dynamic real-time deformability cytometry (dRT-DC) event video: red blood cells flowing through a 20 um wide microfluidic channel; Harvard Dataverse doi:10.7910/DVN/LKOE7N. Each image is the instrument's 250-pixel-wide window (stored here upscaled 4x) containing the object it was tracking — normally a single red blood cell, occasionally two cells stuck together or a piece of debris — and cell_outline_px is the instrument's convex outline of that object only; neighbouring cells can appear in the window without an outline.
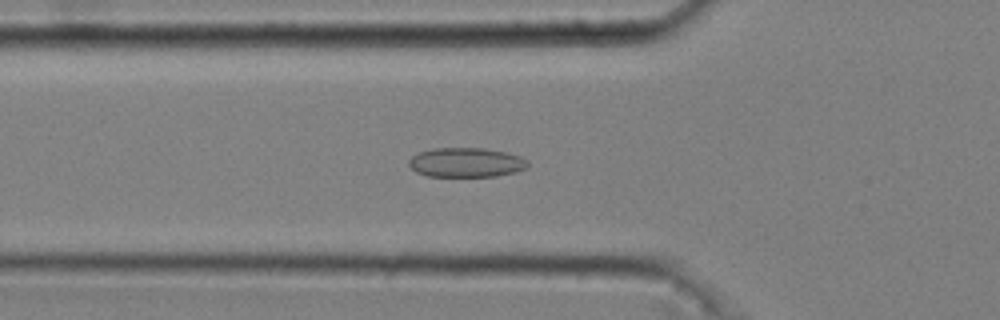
{"species": "common noctule bat (a hibernating species)", "species_latin": "Nyctalus noctula", "temperature_condition": "cold", "stored_images_in_passage": 34, "camera_frame_rate_fps": 3000, "um_per_image_px": 0.085, "animal": {"sex": "male", "body_mass_g": 20.4}, "frame": {"image": 1, "passage_image": 2, "time_ms": 0.333, "image_size_px": [1000, 320], "cell_outline_px": [[528, 168], [516, 172], [496, 176], [428, 176], [416, 172], [408, 164], [408, 160], [412, 156], [420, 152], [432, 148], [484, 148], [508, 152], [520, 156], [528, 160]], "centroid_in_image_um": [39.65, 13.8], "position_along_channel_um": 86.1, "area_um2": 20.58}}
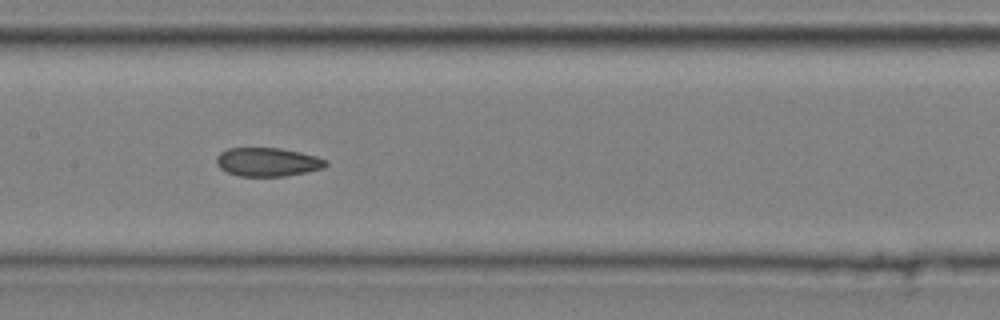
{"frame": {"image": 2, "passage_image": 10, "time_ms": 3.0, "image_size_px": [1000, 320], "cell_outline_px": [[328, 164], [324, 168], [284, 176], [236, 176], [220, 168], [216, 164], [216, 156], [220, 152], [228, 148], [280, 148], [300, 152], [316, 156], [328, 160]], "centroid_in_image_um": [22.73, 13.76], "position_along_channel_um": 184.7, "area_um2": 18.32}}
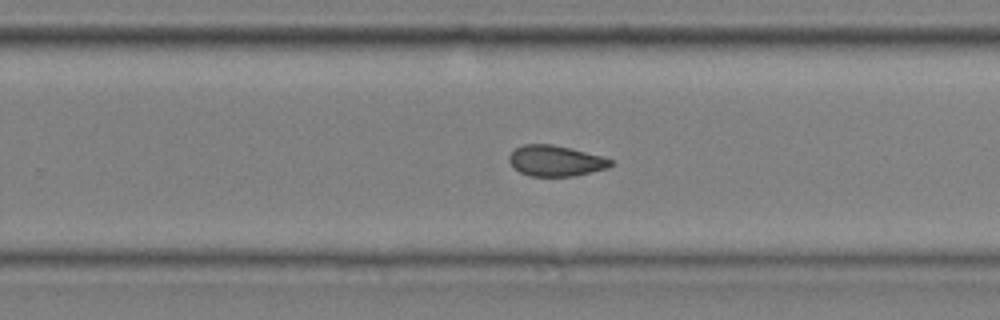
{"frame": {"image": 3, "passage_image": 18, "time_ms": 5.667, "image_size_px": [1000, 320], "cell_outline_px": [[616, 164], [608, 168], [592, 172], [572, 176], [532, 176], [520, 172], [508, 160], [508, 156], [516, 148], [524, 144], [552, 144], [600, 156], [612, 160]], "centroid_in_image_um": [47.24, 13.67], "position_along_channel_um": 282.6, "area_um2": 17.98}}